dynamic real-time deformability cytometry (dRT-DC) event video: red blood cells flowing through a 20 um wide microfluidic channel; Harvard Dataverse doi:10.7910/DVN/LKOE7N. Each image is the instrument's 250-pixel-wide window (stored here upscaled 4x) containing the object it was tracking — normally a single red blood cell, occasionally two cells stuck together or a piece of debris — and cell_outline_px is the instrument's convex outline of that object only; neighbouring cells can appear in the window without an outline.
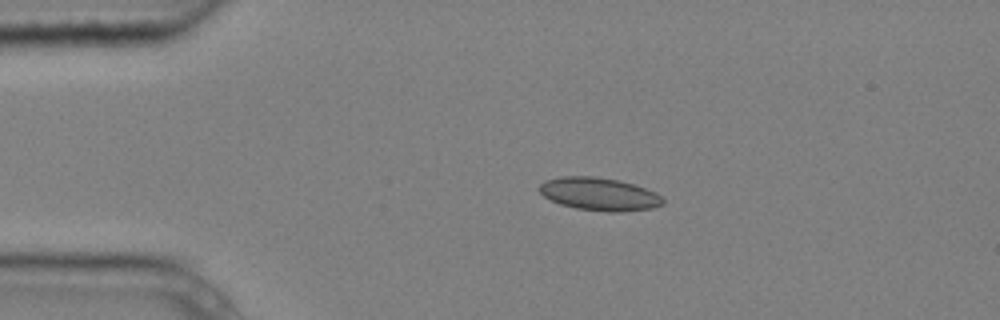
{"species": "common noctule bat (a hibernating species)", "species_latin": "Nyctalus noctula", "temperature_condition": "cold", "stored_images_in_passage": 3, "camera_frame_rate_fps": 3000, "um_per_image_px": 0.085, "animal": {"sex": "male", "body_mass_g": 20.4}, "frame": {"image": 1, "passage_image": 1, "time_ms": 0.0, "image_size_px": [1000, 320], "cell_outline_px": [[664, 204], [652, 208], [620, 212], [608, 212], [576, 208], [560, 204], [544, 196], [540, 192], [540, 184], [544, 180], [560, 176], [596, 176], [620, 180], [656, 192], [664, 200]], "centroid_in_image_um": [50.93, 16.49], "position_along_channel_um": 34.1, "area_um2": 23.7}}